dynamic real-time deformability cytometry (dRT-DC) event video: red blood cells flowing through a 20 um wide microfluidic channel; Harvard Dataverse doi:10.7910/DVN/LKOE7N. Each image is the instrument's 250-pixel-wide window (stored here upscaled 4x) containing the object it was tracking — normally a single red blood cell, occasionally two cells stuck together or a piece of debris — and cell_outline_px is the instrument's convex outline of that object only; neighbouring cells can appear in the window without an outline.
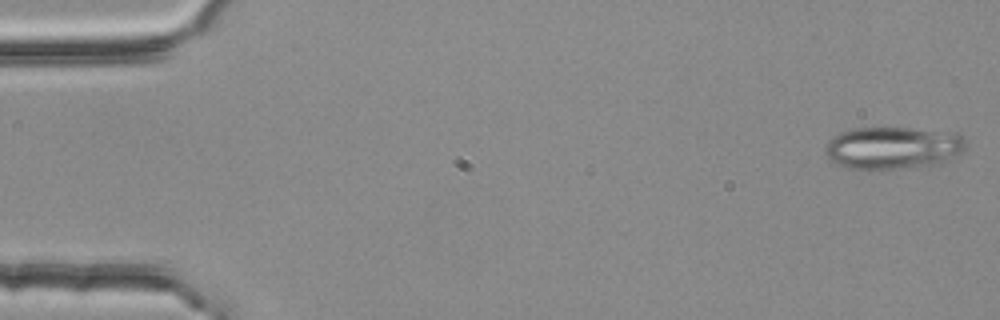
{"species": "common noctule bat (a hibernating species)", "species_latin": "Nyctalus noctula", "temperature_condition": "room temperature", "stored_images_in_passage": 54, "camera_frame_rate_fps": 3000, "um_per_image_px": 0.085, "animal": {"sex": "female", "body_mass_g": 25.1}, "frame": {"image": 1, "passage_image": 1, "time_ms": 0.0, "image_size_px": [1000, 320], "cell_outline_px": [[968, 148], [944, 160], [932, 164], [908, 168], [848, 168], [836, 164], [824, 152], [824, 148], [828, 140], [840, 132], [852, 128], [912, 128], [956, 132], [968, 144]], "centroid_in_image_um": [75.87, 12.54], "position_along_channel_um": 9.1, "area_um2": 34.45}}
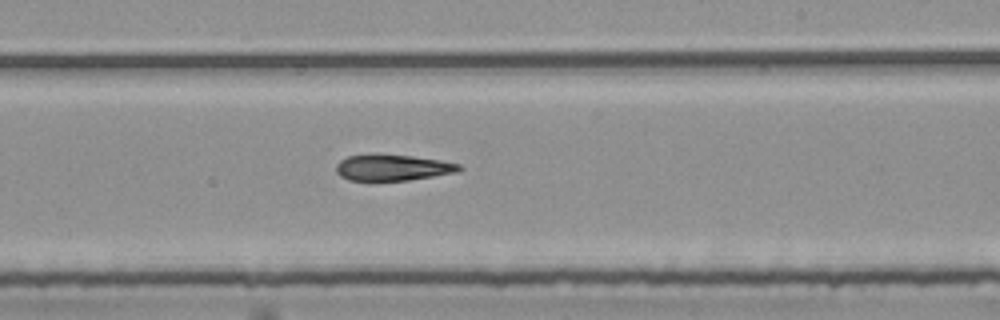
{"frame": {"image": 2, "passage_image": 32, "time_ms": 10.333, "image_size_px": [1000, 320], "cell_outline_px": [[464, 168], [456, 172], [408, 180], [348, 180], [340, 176], [336, 172], [336, 164], [340, 160], [348, 156], [412, 156], [440, 160], [460, 164]], "centroid_in_image_um": [33.39, 14.27], "position_along_channel_um": 255.6, "area_um2": 18.09}}
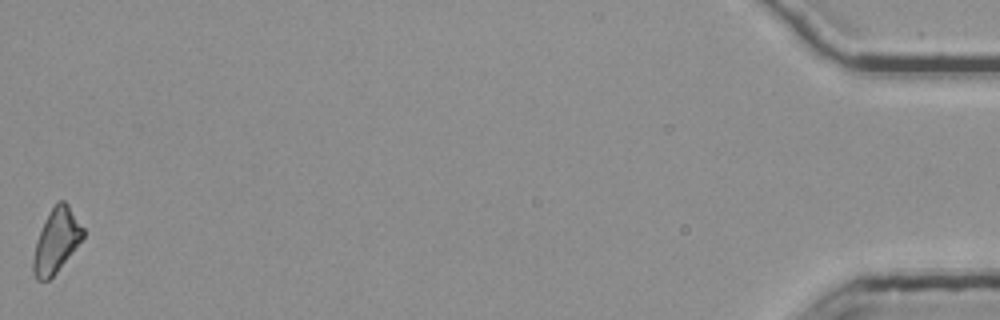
{"frame": {"image": 3, "passage_image": 54, "time_ms": 17.667, "image_size_px": [1000, 320], "cell_outline_px": [[84, 236], [56, 272], [48, 280], [36, 280], [32, 272], [32, 260], [36, 240], [44, 220], [52, 208], [60, 200], [64, 200], [68, 204], [84, 228]], "centroid_in_image_um": [4.76, 20.46], "position_along_channel_um": 430.4, "area_um2": 18.32}}